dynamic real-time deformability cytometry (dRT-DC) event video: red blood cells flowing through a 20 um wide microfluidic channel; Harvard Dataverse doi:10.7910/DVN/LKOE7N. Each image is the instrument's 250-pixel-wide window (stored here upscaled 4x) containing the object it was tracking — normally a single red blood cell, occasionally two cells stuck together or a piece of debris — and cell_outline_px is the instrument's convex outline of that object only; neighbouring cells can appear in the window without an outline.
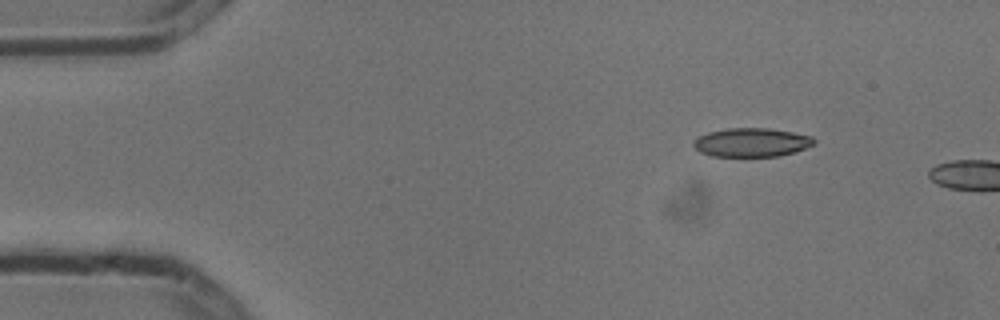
{"species": "common noctule bat (a hibernating species)", "species_latin": "Nyctalus noctula", "temperature_condition": "cold", "stored_images_in_passage": 2, "camera_frame_rate_fps": 3000, "um_per_image_px": 0.085, "animal": {"sex": "male", "body_mass_g": 13.3}, "frame": {"image": 1, "passage_image": 1, "time_ms": 0.0, "image_size_px": [1000, 320], "cell_outline_px": [[816, 140], [812, 144], [804, 148], [780, 156], [712, 156], [700, 152], [692, 144], [700, 136], [708, 132], [728, 128], [768, 128], [792, 132], [812, 136]], "centroid_in_image_um": [63.88, 12.1], "position_along_channel_um": 21.1, "area_um2": 19.94}}